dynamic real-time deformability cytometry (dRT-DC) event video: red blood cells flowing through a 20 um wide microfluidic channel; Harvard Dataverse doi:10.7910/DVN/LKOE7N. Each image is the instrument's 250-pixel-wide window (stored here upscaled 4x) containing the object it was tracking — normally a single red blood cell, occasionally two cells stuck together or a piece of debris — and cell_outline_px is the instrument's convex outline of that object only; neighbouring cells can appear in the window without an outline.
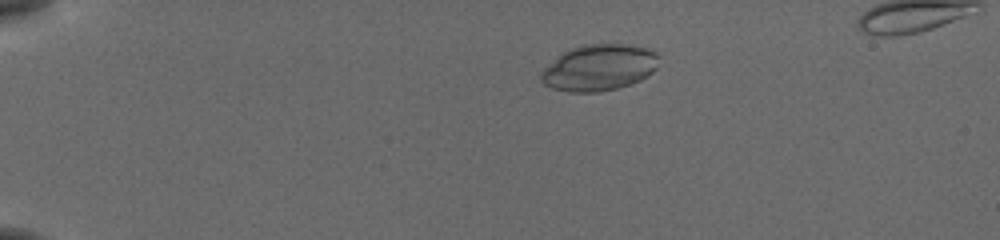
{"species": "common noctule bat (a hibernating species)", "species_latin": "Nyctalus noctula", "temperature_condition": "cold", "stored_images_in_passage": 57, "camera_frame_rate_fps": 3000, "um_per_image_px": 0.085, "animal": {"sex": "female", "body_mass_g": 19.5, "forearm_length_mm": 54.1}, "frame": {"image": 1, "passage_image": 14, "time_ms": 4.333, "image_size_px": [1000, 240], "cell_outline_px": [[660, 56], [656, 68], [648, 76], [640, 80], [616, 88], [600, 92], [568, 92], [552, 88], [544, 84], [540, 80], [540, 72], [556, 56], [572, 48], [584, 44], [628, 44], [648, 48], [656, 52]], "centroid_in_image_um": [50.92, 5.74], "position_along_channel_um": 34.1, "area_um2": 31.96}}
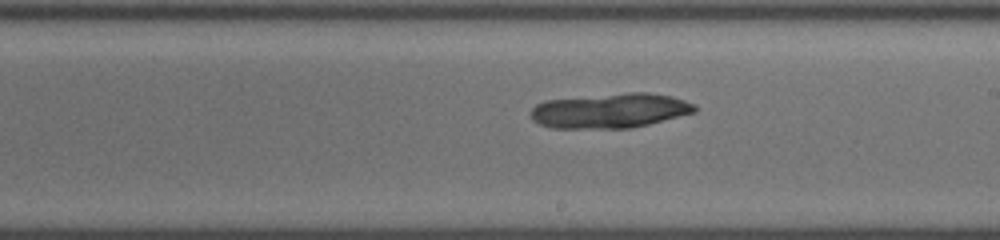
{"frame": {"image": 2, "passage_image": 36, "time_ms": 11.667, "image_size_px": [1000, 240], "cell_outline_px": [[696, 112], [632, 128], [552, 128], [540, 124], [532, 120], [528, 112], [536, 104], [544, 100], [628, 92], [648, 92], [672, 96], [696, 104]], "centroid_in_image_um": [51.84, 9.4], "position_along_channel_um": 237.2, "area_um2": 33.47}}
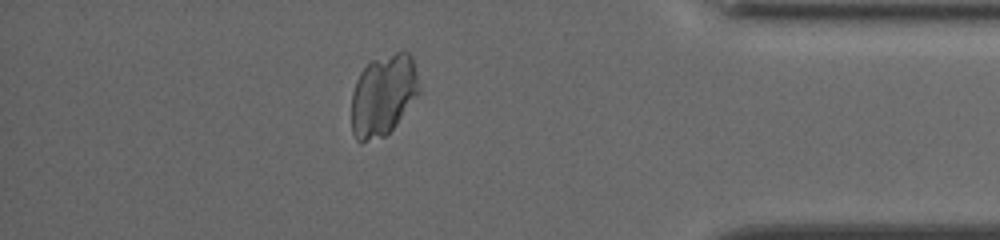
{"frame": {"image": 3, "passage_image": 51, "time_ms": 16.667, "image_size_px": [1000, 240], "cell_outline_px": [[420, 92], [396, 124], [384, 136], [360, 144], [356, 140], [352, 132], [352, 92], [356, 80], [360, 72], [372, 60], [396, 52], [408, 52], [412, 56], [420, 88]], "centroid_in_image_um": [32.56, 8.1], "position_along_channel_um": 402.6, "area_um2": 31.96}}